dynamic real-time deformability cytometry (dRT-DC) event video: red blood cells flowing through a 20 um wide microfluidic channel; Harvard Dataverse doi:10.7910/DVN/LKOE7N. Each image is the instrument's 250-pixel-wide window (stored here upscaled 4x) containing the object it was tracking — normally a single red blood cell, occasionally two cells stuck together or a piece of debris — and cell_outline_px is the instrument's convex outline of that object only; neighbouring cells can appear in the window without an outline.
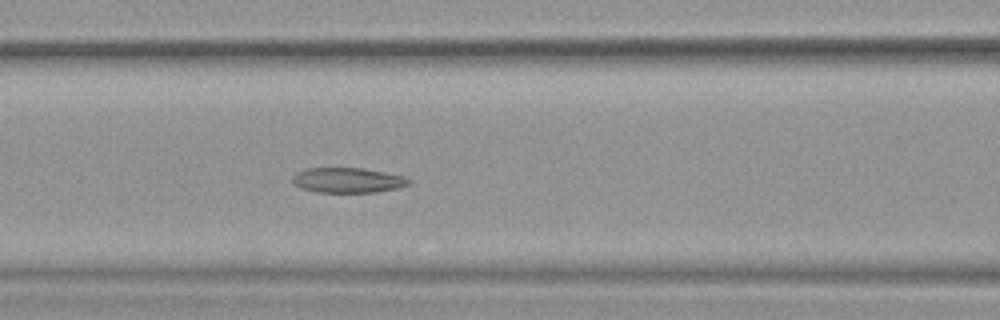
{"species": "common noctule bat (a hibernating species)", "species_latin": "Nyctalus noctula", "temperature_condition": "warm", "stored_images_in_passage": 54, "camera_frame_rate_fps": 3000, "um_per_image_px": 0.085, "animal": {"sex": "female", "body_mass_g": 19.9}, "frame": {"image": 1, "passage_image": 24, "time_ms": 7.667, "image_size_px": [1000, 320], "cell_outline_px": [[412, 184], [396, 188], [376, 192], [316, 192], [300, 188], [292, 184], [292, 176], [296, 172], [304, 168], [364, 168], [404, 176], [412, 180]], "centroid_in_image_um": [29.53, 15.31], "position_along_channel_um": 137.1, "area_um2": 17.22}, "authors_computed_cell_mechanics": {"area_um2": 18.8139, "velocity_mm_per_s": 3.7723, "shape_relaxation_time_tau1_ms": null, "shape_relaxation_time_tau2_ms": 2.7027, "deformation_change_tau1": null, "deformation_change_tau2": 0.0957}}